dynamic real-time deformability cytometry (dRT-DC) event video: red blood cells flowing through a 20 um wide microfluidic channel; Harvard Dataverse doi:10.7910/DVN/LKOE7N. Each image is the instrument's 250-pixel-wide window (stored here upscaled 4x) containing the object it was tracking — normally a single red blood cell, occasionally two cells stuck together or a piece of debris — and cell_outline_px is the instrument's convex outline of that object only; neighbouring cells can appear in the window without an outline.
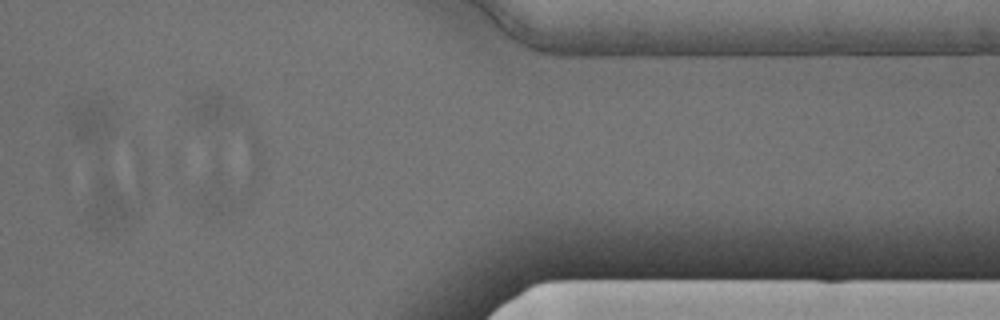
{"species": "Egyptian fruit bat (a non-hibernating species)", "species_latin": "Rousettus aegyptiacus", "temperature_condition": "cold", "stored_images_in_passage": 16, "camera_frame_rate_fps": 3000, "um_per_image_px": 0.085, "animal": {"sex": "male"}, "frame": {"image": 1, "passage_image": 14, "time_ms": 4.333, "image_size_px": [1000, 320], "cell_outline_px": [[136, 212], [132, 220], [120, 232], [108, 240], [88, 220], [88, 204], [96, 176], [100, 176], [108, 180], [128, 200]], "centroid_in_image_um": [9.25, 17.73], "position_along_channel_um": 402.1, "area_um2": 13.81}}